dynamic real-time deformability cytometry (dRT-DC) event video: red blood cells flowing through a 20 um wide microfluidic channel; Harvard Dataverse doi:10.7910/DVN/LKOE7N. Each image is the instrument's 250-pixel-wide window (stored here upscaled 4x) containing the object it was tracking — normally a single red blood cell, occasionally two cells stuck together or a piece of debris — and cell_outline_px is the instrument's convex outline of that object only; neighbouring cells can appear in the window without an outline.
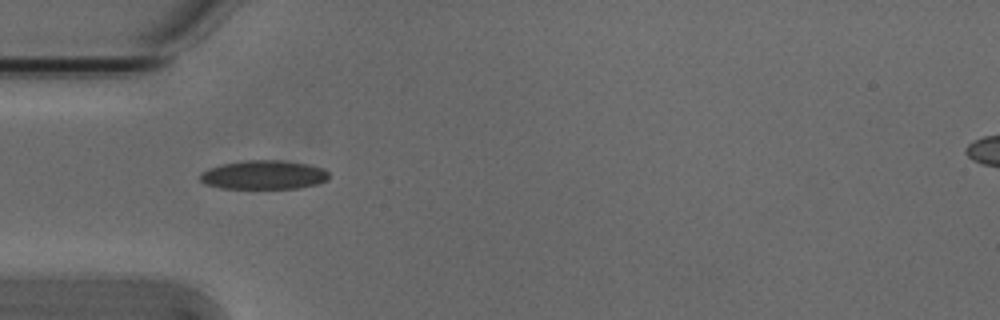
{"species": "Egyptian fruit bat (a non-hibernating species)", "species_latin": "Rousettus aegyptiacus", "temperature_condition": "cold", "stored_images_in_passage": 7, "camera_frame_rate_fps": 3000, "um_per_image_px": 0.085, "animal": {"sex": "male"}, "frame": {"image": 1, "passage_image": 5, "time_ms": 1.333, "image_size_px": [1000, 320], "cell_outline_px": [[328, 180], [316, 184], [300, 188], [220, 188], [204, 184], [200, 180], [200, 172], [208, 168], [224, 164], [248, 160], [280, 160], [308, 164], [324, 168], [328, 172]], "centroid_in_image_um": [22.41, 14.86], "position_along_channel_um": 62.6, "area_um2": 21.73}}
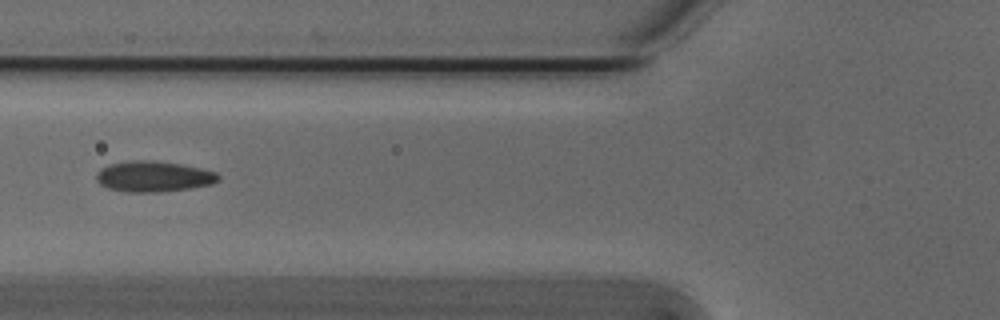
{"frame": {"image": 2, "passage_image": 6, "time_ms": 1.667, "image_size_px": [1000, 320], "cell_outline_px": [[220, 180], [212, 184], [192, 188], [160, 192], [128, 192], [108, 188], [100, 184], [96, 180], [96, 172], [100, 168], [108, 164], [132, 160], [156, 160], [180, 164], [200, 168], [216, 172], [220, 176]], "centroid_in_image_um": [13.04, 15.0], "position_along_channel_um": 112.8, "area_um2": 22.08}}